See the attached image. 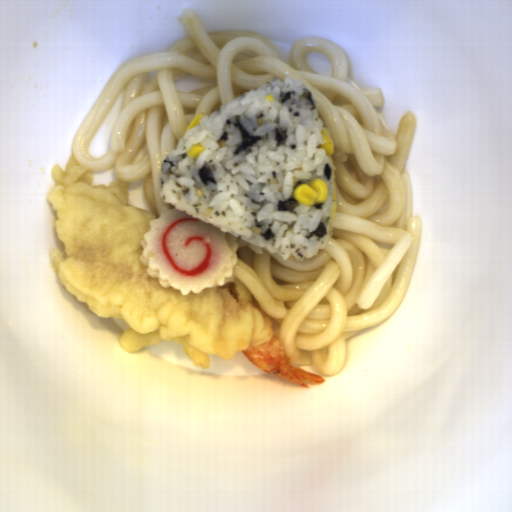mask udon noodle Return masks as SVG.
<instances>
[{
	"label": "udon noodle",
	"mask_w": 512,
	"mask_h": 512,
	"mask_svg": "<svg viewBox=\"0 0 512 512\" xmlns=\"http://www.w3.org/2000/svg\"><path fill=\"white\" fill-rule=\"evenodd\" d=\"M179 20L186 36L162 52L128 61L103 86L75 132L71 157L91 173L113 168L116 180L142 179L149 212L158 216L164 206L176 208L160 194L162 161L198 113L209 115L274 78L304 81L334 147L332 236L304 261L284 260L266 248L256 254L237 237L233 277L275 323L291 365L337 374L349 339L388 321L403 301L418 257L423 223L414 215L406 171L416 116L404 114L395 134L380 112L382 89L352 84L349 60L330 38L294 40L292 66L260 32L206 31L189 9ZM308 51L331 60L332 76L307 67ZM183 74L214 76L217 84L177 92L174 81ZM122 89L110 149L92 159L87 147Z\"/></svg>",
	"instance_id": "1"
}]
</instances>
